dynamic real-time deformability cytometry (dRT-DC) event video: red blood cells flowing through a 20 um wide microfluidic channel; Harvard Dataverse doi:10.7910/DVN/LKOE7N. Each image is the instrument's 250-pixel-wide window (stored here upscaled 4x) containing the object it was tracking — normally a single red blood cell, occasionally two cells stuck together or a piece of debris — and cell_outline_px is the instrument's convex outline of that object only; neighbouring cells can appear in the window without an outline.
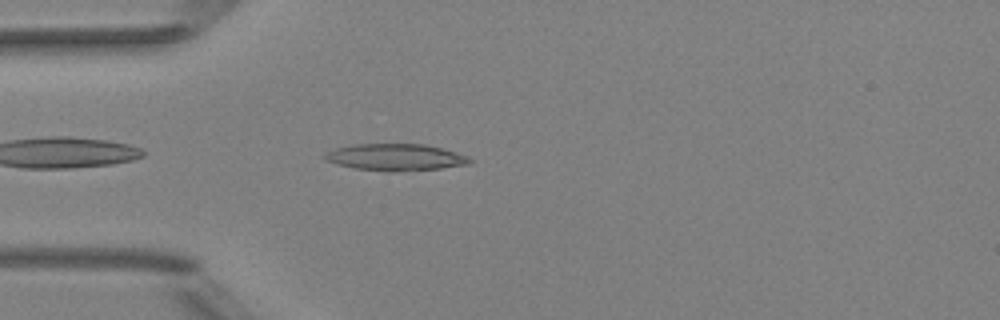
{"species": "Egyptian fruit bat (a non-hibernating species)", "species_latin": "Rousettus aegyptiacus", "temperature_condition": "room temperature", "stored_images_in_passage": 38, "camera_frame_rate_fps": 3000, "um_per_image_px": 0.085, "animal": {"sex": "female"}, "frame": {"image": 1, "passage_image": 2, "time_ms": 0.333, "image_size_px": [1000, 320], "cell_outline_px": [[472, 160], [468, 164], [440, 168], [396, 172], [388, 172], [356, 168], [336, 164], [324, 160], [324, 156], [328, 152], [336, 148], [356, 144], [424, 144], [456, 152], [468, 156]], "centroid_in_image_um": [33.61, 13.37], "position_along_channel_um": 51.4, "area_um2": 22.48}}
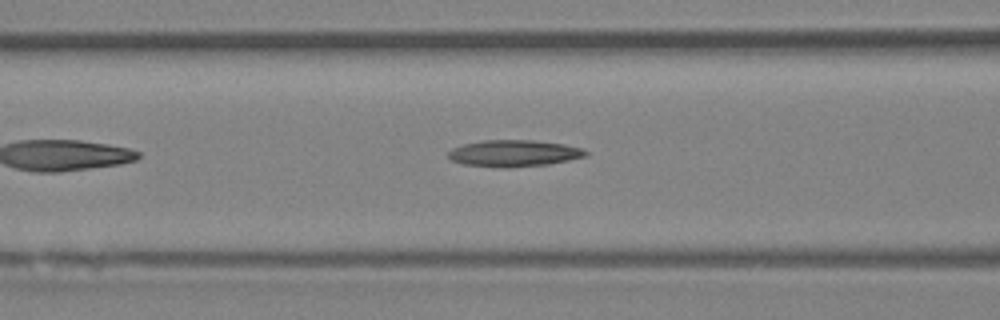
{"frame": {"image": 2, "passage_image": 8, "time_ms": 2.333, "image_size_px": [1000, 320], "cell_outline_px": [[588, 156], [548, 164], [508, 168], [496, 168], [460, 164], [452, 160], [448, 156], [448, 152], [452, 148], [464, 144], [484, 140], [532, 140], [564, 144], [580, 148], [588, 152]], "centroid_in_image_um": [43.65, 13.04], "position_along_channel_um": 122.9, "area_um2": 21.44}}
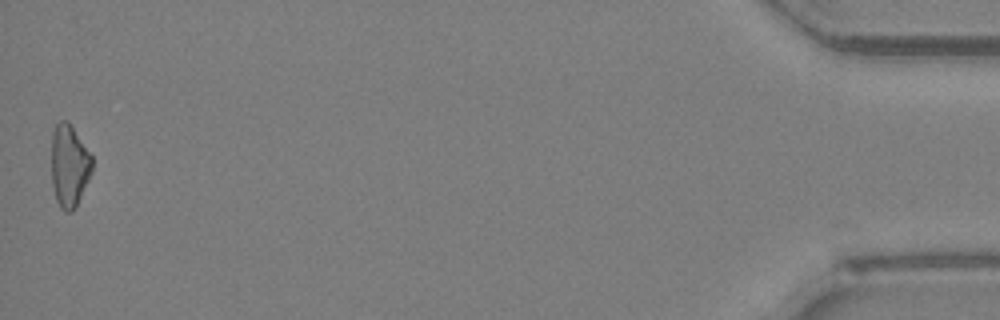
{"frame": {"image": 3, "passage_image": 38, "time_ms": 12.333, "image_size_px": [1000, 320], "cell_outline_px": [[92, 172], [72, 212], [64, 212], [60, 208], [56, 200], [52, 184], [52, 132], [56, 124], [60, 120], [68, 120], [92, 156]], "centroid_in_image_um": [5.87, 14.07], "position_along_channel_um": 429.3, "area_um2": 19.42}, "authors_computed_cell_mechanics": {"area_um2": 20.3456, "velocity_mm_per_s": 4.0463, "shape_relaxation_time_tau1_ms": 4.5024, "shape_relaxation_time_tau2_ms": null, "deformation_change_tau1": 0.1352, "deformation_change_tau2": null}}